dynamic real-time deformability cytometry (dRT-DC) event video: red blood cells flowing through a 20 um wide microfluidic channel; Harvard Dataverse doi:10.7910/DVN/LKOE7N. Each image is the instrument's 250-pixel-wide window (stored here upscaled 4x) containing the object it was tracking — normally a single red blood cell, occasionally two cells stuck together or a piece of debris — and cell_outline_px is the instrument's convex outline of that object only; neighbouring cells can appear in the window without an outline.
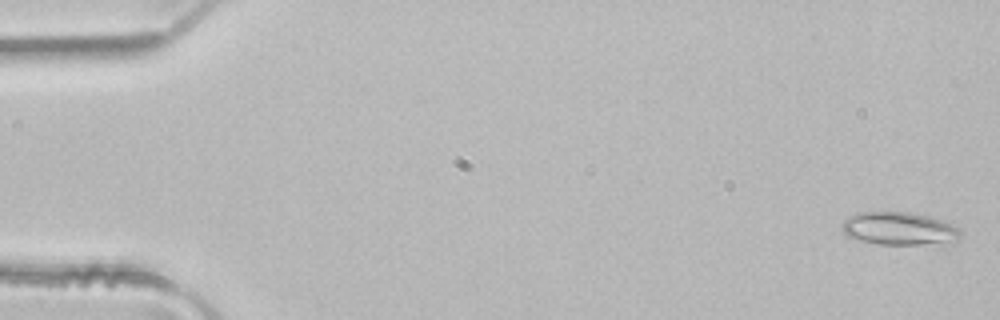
{"species": "common noctule bat (a hibernating species)", "species_latin": "Nyctalus noctula", "temperature_condition": "room temperature", "stored_images_in_passage": 5, "camera_frame_rate_fps": 3000, "um_per_image_px": 0.085, "animal": {"sex": "male", "body_mass_g": 21.5, "forearm_length_mm": 52.0}, "frame": {"image": 1, "passage_image": 1, "time_ms": 0.0, "image_size_px": [1000, 320], "cell_outline_px": [[960, 236], [952, 244], [944, 248], [940, 248], [880, 244], [860, 240], [848, 236], [844, 232], [840, 224], [848, 216], [856, 212], [908, 212], [932, 216], [952, 224], [960, 228]], "centroid_in_image_um": [76.56, 19.49], "position_along_channel_um": 8.4, "area_um2": 24.16}}